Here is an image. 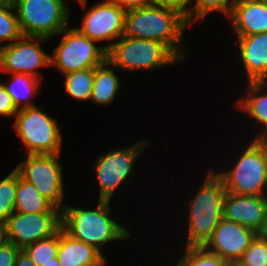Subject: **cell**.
<instances>
[{
    "label": "cell",
    "instance_id": "13",
    "mask_svg": "<svg viewBox=\"0 0 267 266\" xmlns=\"http://www.w3.org/2000/svg\"><path fill=\"white\" fill-rule=\"evenodd\" d=\"M126 10L110 0H104L89 8L81 27V33L94 41L119 39L124 34Z\"/></svg>",
    "mask_w": 267,
    "mask_h": 266
},
{
    "label": "cell",
    "instance_id": "29",
    "mask_svg": "<svg viewBox=\"0 0 267 266\" xmlns=\"http://www.w3.org/2000/svg\"><path fill=\"white\" fill-rule=\"evenodd\" d=\"M237 263L240 266H267V235L258 234Z\"/></svg>",
    "mask_w": 267,
    "mask_h": 266
},
{
    "label": "cell",
    "instance_id": "14",
    "mask_svg": "<svg viewBox=\"0 0 267 266\" xmlns=\"http://www.w3.org/2000/svg\"><path fill=\"white\" fill-rule=\"evenodd\" d=\"M257 235L252 229L223 217L203 247L226 262H237Z\"/></svg>",
    "mask_w": 267,
    "mask_h": 266
},
{
    "label": "cell",
    "instance_id": "42",
    "mask_svg": "<svg viewBox=\"0 0 267 266\" xmlns=\"http://www.w3.org/2000/svg\"><path fill=\"white\" fill-rule=\"evenodd\" d=\"M1 43V42H0ZM3 48H4V45L3 46H0V56H1V53L3 51Z\"/></svg>",
    "mask_w": 267,
    "mask_h": 266
},
{
    "label": "cell",
    "instance_id": "37",
    "mask_svg": "<svg viewBox=\"0 0 267 266\" xmlns=\"http://www.w3.org/2000/svg\"><path fill=\"white\" fill-rule=\"evenodd\" d=\"M43 266H60V263L58 262V258L52 259V262H48L47 264H44Z\"/></svg>",
    "mask_w": 267,
    "mask_h": 266
},
{
    "label": "cell",
    "instance_id": "19",
    "mask_svg": "<svg viewBox=\"0 0 267 266\" xmlns=\"http://www.w3.org/2000/svg\"><path fill=\"white\" fill-rule=\"evenodd\" d=\"M14 211L20 213L61 212L46 200L38 190L17 172Z\"/></svg>",
    "mask_w": 267,
    "mask_h": 266
},
{
    "label": "cell",
    "instance_id": "40",
    "mask_svg": "<svg viewBox=\"0 0 267 266\" xmlns=\"http://www.w3.org/2000/svg\"><path fill=\"white\" fill-rule=\"evenodd\" d=\"M10 2H11V0H0V6L5 5L7 3H10Z\"/></svg>",
    "mask_w": 267,
    "mask_h": 266
},
{
    "label": "cell",
    "instance_id": "33",
    "mask_svg": "<svg viewBox=\"0 0 267 266\" xmlns=\"http://www.w3.org/2000/svg\"><path fill=\"white\" fill-rule=\"evenodd\" d=\"M190 0H155V4H160L163 6H169L180 10L183 14L188 12V8Z\"/></svg>",
    "mask_w": 267,
    "mask_h": 266
},
{
    "label": "cell",
    "instance_id": "32",
    "mask_svg": "<svg viewBox=\"0 0 267 266\" xmlns=\"http://www.w3.org/2000/svg\"><path fill=\"white\" fill-rule=\"evenodd\" d=\"M126 11L155 4V0H110Z\"/></svg>",
    "mask_w": 267,
    "mask_h": 266
},
{
    "label": "cell",
    "instance_id": "6",
    "mask_svg": "<svg viewBox=\"0 0 267 266\" xmlns=\"http://www.w3.org/2000/svg\"><path fill=\"white\" fill-rule=\"evenodd\" d=\"M23 36L50 39L66 28L70 11L64 0H11Z\"/></svg>",
    "mask_w": 267,
    "mask_h": 266
},
{
    "label": "cell",
    "instance_id": "4",
    "mask_svg": "<svg viewBox=\"0 0 267 266\" xmlns=\"http://www.w3.org/2000/svg\"><path fill=\"white\" fill-rule=\"evenodd\" d=\"M107 60L114 67L128 71L153 70L181 61L165 44L149 39L122 35L105 46Z\"/></svg>",
    "mask_w": 267,
    "mask_h": 266
},
{
    "label": "cell",
    "instance_id": "12",
    "mask_svg": "<svg viewBox=\"0 0 267 266\" xmlns=\"http://www.w3.org/2000/svg\"><path fill=\"white\" fill-rule=\"evenodd\" d=\"M47 40L42 37L22 36L13 43L4 45L0 56V70L6 75L20 73L42 80L40 73L35 69L50 66V54L40 45Z\"/></svg>",
    "mask_w": 267,
    "mask_h": 266
},
{
    "label": "cell",
    "instance_id": "24",
    "mask_svg": "<svg viewBox=\"0 0 267 266\" xmlns=\"http://www.w3.org/2000/svg\"><path fill=\"white\" fill-rule=\"evenodd\" d=\"M59 246V230L50 237L27 245L23 250L28 254L35 266H43L57 257Z\"/></svg>",
    "mask_w": 267,
    "mask_h": 266
},
{
    "label": "cell",
    "instance_id": "35",
    "mask_svg": "<svg viewBox=\"0 0 267 266\" xmlns=\"http://www.w3.org/2000/svg\"><path fill=\"white\" fill-rule=\"evenodd\" d=\"M263 131V132H262ZM259 132L257 137H255V141L265 150L267 153V128Z\"/></svg>",
    "mask_w": 267,
    "mask_h": 266
},
{
    "label": "cell",
    "instance_id": "26",
    "mask_svg": "<svg viewBox=\"0 0 267 266\" xmlns=\"http://www.w3.org/2000/svg\"><path fill=\"white\" fill-rule=\"evenodd\" d=\"M226 261L203 246L185 247L176 266H225Z\"/></svg>",
    "mask_w": 267,
    "mask_h": 266
},
{
    "label": "cell",
    "instance_id": "8",
    "mask_svg": "<svg viewBox=\"0 0 267 266\" xmlns=\"http://www.w3.org/2000/svg\"><path fill=\"white\" fill-rule=\"evenodd\" d=\"M64 34L60 44L50 55V67L53 65L61 73L66 74L83 69L95 68L107 60V50L104 46H96L95 42L77 27L64 28L59 35Z\"/></svg>",
    "mask_w": 267,
    "mask_h": 266
},
{
    "label": "cell",
    "instance_id": "25",
    "mask_svg": "<svg viewBox=\"0 0 267 266\" xmlns=\"http://www.w3.org/2000/svg\"><path fill=\"white\" fill-rule=\"evenodd\" d=\"M192 1L190 0V3L193 7L191 6L185 14L188 26L198 19H203L213 11H221L222 14L224 13L229 17L234 3L232 0H196L194 5Z\"/></svg>",
    "mask_w": 267,
    "mask_h": 266
},
{
    "label": "cell",
    "instance_id": "9",
    "mask_svg": "<svg viewBox=\"0 0 267 266\" xmlns=\"http://www.w3.org/2000/svg\"><path fill=\"white\" fill-rule=\"evenodd\" d=\"M60 155L28 154L27 159L15 167L19 175L31 183L55 208H64V186Z\"/></svg>",
    "mask_w": 267,
    "mask_h": 266
},
{
    "label": "cell",
    "instance_id": "10",
    "mask_svg": "<svg viewBox=\"0 0 267 266\" xmlns=\"http://www.w3.org/2000/svg\"><path fill=\"white\" fill-rule=\"evenodd\" d=\"M149 141L136 142L129 148L112 149L97 157L94 170L99 183V200L110 201L117 187L123 184L133 172V163L140 153L149 146Z\"/></svg>",
    "mask_w": 267,
    "mask_h": 266
},
{
    "label": "cell",
    "instance_id": "38",
    "mask_svg": "<svg viewBox=\"0 0 267 266\" xmlns=\"http://www.w3.org/2000/svg\"><path fill=\"white\" fill-rule=\"evenodd\" d=\"M78 2H80L81 6L84 8H86V5H87V0H77Z\"/></svg>",
    "mask_w": 267,
    "mask_h": 266
},
{
    "label": "cell",
    "instance_id": "17",
    "mask_svg": "<svg viewBox=\"0 0 267 266\" xmlns=\"http://www.w3.org/2000/svg\"><path fill=\"white\" fill-rule=\"evenodd\" d=\"M229 19L237 37L267 32V5L255 0L236 1Z\"/></svg>",
    "mask_w": 267,
    "mask_h": 266
},
{
    "label": "cell",
    "instance_id": "39",
    "mask_svg": "<svg viewBox=\"0 0 267 266\" xmlns=\"http://www.w3.org/2000/svg\"><path fill=\"white\" fill-rule=\"evenodd\" d=\"M225 266H240L237 262H227Z\"/></svg>",
    "mask_w": 267,
    "mask_h": 266
},
{
    "label": "cell",
    "instance_id": "15",
    "mask_svg": "<svg viewBox=\"0 0 267 266\" xmlns=\"http://www.w3.org/2000/svg\"><path fill=\"white\" fill-rule=\"evenodd\" d=\"M223 217L226 220L240 223L257 234H266L267 196L226 193Z\"/></svg>",
    "mask_w": 267,
    "mask_h": 266
},
{
    "label": "cell",
    "instance_id": "27",
    "mask_svg": "<svg viewBox=\"0 0 267 266\" xmlns=\"http://www.w3.org/2000/svg\"><path fill=\"white\" fill-rule=\"evenodd\" d=\"M17 189V171L14 169L0 180V224H4L14 212Z\"/></svg>",
    "mask_w": 267,
    "mask_h": 266
},
{
    "label": "cell",
    "instance_id": "21",
    "mask_svg": "<svg viewBox=\"0 0 267 266\" xmlns=\"http://www.w3.org/2000/svg\"><path fill=\"white\" fill-rule=\"evenodd\" d=\"M267 83L265 82H248L245 98L238 101V106L244 110L257 123L262 125V129L267 128ZM265 90V91H264ZM264 91V92H261ZM259 92H261L259 94ZM263 93V94H262Z\"/></svg>",
    "mask_w": 267,
    "mask_h": 266
},
{
    "label": "cell",
    "instance_id": "20",
    "mask_svg": "<svg viewBox=\"0 0 267 266\" xmlns=\"http://www.w3.org/2000/svg\"><path fill=\"white\" fill-rule=\"evenodd\" d=\"M112 68L115 67L108 60L94 68V84L90 97L94 103L109 105L113 102L120 87V79Z\"/></svg>",
    "mask_w": 267,
    "mask_h": 266
},
{
    "label": "cell",
    "instance_id": "1",
    "mask_svg": "<svg viewBox=\"0 0 267 266\" xmlns=\"http://www.w3.org/2000/svg\"><path fill=\"white\" fill-rule=\"evenodd\" d=\"M187 26L185 14L180 10L153 4L126 11L123 35L162 42L182 61L186 59L181 49L182 33Z\"/></svg>",
    "mask_w": 267,
    "mask_h": 266
},
{
    "label": "cell",
    "instance_id": "23",
    "mask_svg": "<svg viewBox=\"0 0 267 266\" xmlns=\"http://www.w3.org/2000/svg\"><path fill=\"white\" fill-rule=\"evenodd\" d=\"M64 86L66 92L80 101L90 100L94 84V68L66 73Z\"/></svg>",
    "mask_w": 267,
    "mask_h": 266
},
{
    "label": "cell",
    "instance_id": "11",
    "mask_svg": "<svg viewBox=\"0 0 267 266\" xmlns=\"http://www.w3.org/2000/svg\"><path fill=\"white\" fill-rule=\"evenodd\" d=\"M6 241L24 249L41 239L50 237L61 228V212H13L3 224Z\"/></svg>",
    "mask_w": 267,
    "mask_h": 266
},
{
    "label": "cell",
    "instance_id": "22",
    "mask_svg": "<svg viewBox=\"0 0 267 266\" xmlns=\"http://www.w3.org/2000/svg\"><path fill=\"white\" fill-rule=\"evenodd\" d=\"M12 78L9 80L8 84L2 83L6 91L12 98L13 103L18 110L26 107H34L33 103L27 101L30 97H34L41 82L32 75L12 73ZM25 101V102H24ZM24 102V103H23ZM22 107L20 108L21 104Z\"/></svg>",
    "mask_w": 267,
    "mask_h": 266
},
{
    "label": "cell",
    "instance_id": "41",
    "mask_svg": "<svg viewBox=\"0 0 267 266\" xmlns=\"http://www.w3.org/2000/svg\"><path fill=\"white\" fill-rule=\"evenodd\" d=\"M255 1H258V2H260V3H264V4L267 5V0H255Z\"/></svg>",
    "mask_w": 267,
    "mask_h": 266
},
{
    "label": "cell",
    "instance_id": "36",
    "mask_svg": "<svg viewBox=\"0 0 267 266\" xmlns=\"http://www.w3.org/2000/svg\"><path fill=\"white\" fill-rule=\"evenodd\" d=\"M6 241L4 225L0 224V246Z\"/></svg>",
    "mask_w": 267,
    "mask_h": 266
},
{
    "label": "cell",
    "instance_id": "5",
    "mask_svg": "<svg viewBox=\"0 0 267 266\" xmlns=\"http://www.w3.org/2000/svg\"><path fill=\"white\" fill-rule=\"evenodd\" d=\"M237 159L233 168L216 173L223 180L226 192L235 195L267 196L265 150L253 140L243 152L241 151Z\"/></svg>",
    "mask_w": 267,
    "mask_h": 266
},
{
    "label": "cell",
    "instance_id": "2",
    "mask_svg": "<svg viewBox=\"0 0 267 266\" xmlns=\"http://www.w3.org/2000/svg\"><path fill=\"white\" fill-rule=\"evenodd\" d=\"M110 201L98 200L94 209H81L65 204L61 211V227L73 238L94 246L100 252L103 245L131 238L130 231L109 214Z\"/></svg>",
    "mask_w": 267,
    "mask_h": 266
},
{
    "label": "cell",
    "instance_id": "18",
    "mask_svg": "<svg viewBox=\"0 0 267 266\" xmlns=\"http://www.w3.org/2000/svg\"><path fill=\"white\" fill-rule=\"evenodd\" d=\"M57 258L60 266H104L102 252L70 236L62 227L59 229Z\"/></svg>",
    "mask_w": 267,
    "mask_h": 266
},
{
    "label": "cell",
    "instance_id": "31",
    "mask_svg": "<svg viewBox=\"0 0 267 266\" xmlns=\"http://www.w3.org/2000/svg\"><path fill=\"white\" fill-rule=\"evenodd\" d=\"M18 112L17 107L12 101L11 96L6 91L2 82H0V115L1 116H13Z\"/></svg>",
    "mask_w": 267,
    "mask_h": 266
},
{
    "label": "cell",
    "instance_id": "30",
    "mask_svg": "<svg viewBox=\"0 0 267 266\" xmlns=\"http://www.w3.org/2000/svg\"><path fill=\"white\" fill-rule=\"evenodd\" d=\"M20 250L15 244L5 241L0 246V266H14Z\"/></svg>",
    "mask_w": 267,
    "mask_h": 266
},
{
    "label": "cell",
    "instance_id": "34",
    "mask_svg": "<svg viewBox=\"0 0 267 266\" xmlns=\"http://www.w3.org/2000/svg\"><path fill=\"white\" fill-rule=\"evenodd\" d=\"M14 266H35L28 254L21 249L17 254Z\"/></svg>",
    "mask_w": 267,
    "mask_h": 266
},
{
    "label": "cell",
    "instance_id": "16",
    "mask_svg": "<svg viewBox=\"0 0 267 266\" xmlns=\"http://www.w3.org/2000/svg\"><path fill=\"white\" fill-rule=\"evenodd\" d=\"M238 42L248 82H267V32L238 37Z\"/></svg>",
    "mask_w": 267,
    "mask_h": 266
},
{
    "label": "cell",
    "instance_id": "3",
    "mask_svg": "<svg viewBox=\"0 0 267 266\" xmlns=\"http://www.w3.org/2000/svg\"><path fill=\"white\" fill-rule=\"evenodd\" d=\"M223 180L209 170L202 186L189 204L188 233L185 247L204 246L223 218L226 195Z\"/></svg>",
    "mask_w": 267,
    "mask_h": 266
},
{
    "label": "cell",
    "instance_id": "7",
    "mask_svg": "<svg viewBox=\"0 0 267 266\" xmlns=\"http://www.w3.org/2000/svg\"><path fill=\"white\" fill-rule=\"evenodd\" d=\"M13 127L27 147L28 154L60 155L62 134L56 119L37 106L26 107L15 114Z\"/></svg>",
    "mask_w": 267,
    "mask_h": 266
},
{
    "label": "cell",
    "instance_id": "28",
    "mask_svg": "<svg viewBox=\"0 0 267 266\" xmlns=\"http://www.w3.org/2000/svg\"><path fill=\"white\" fill-rule=\"evenodd\" d=\"M13 11L15 8L12 1L0 6V42L8 40L10 41L8 44H11L23 36L17 13Z\"/></svg>",
    "mask_w": 267,
    "mask_h": 266
}]
</instances>
